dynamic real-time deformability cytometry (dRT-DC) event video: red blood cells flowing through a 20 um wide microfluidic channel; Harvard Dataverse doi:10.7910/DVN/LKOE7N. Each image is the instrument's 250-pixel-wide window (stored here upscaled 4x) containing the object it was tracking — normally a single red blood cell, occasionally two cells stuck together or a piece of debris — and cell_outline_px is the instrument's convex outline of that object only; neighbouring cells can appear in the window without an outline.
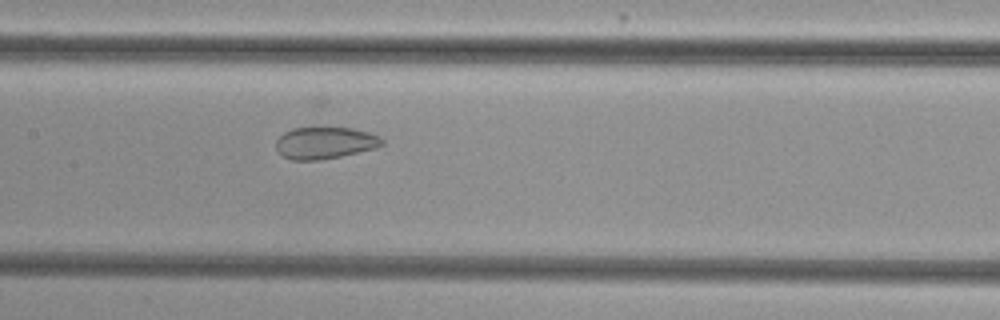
{"species": "common noctule bat (a hibernating species)", "species_latin": "Nyctalus noctula", "temperature_condition": "cold", "stored_images_in_passage": 45, "camera_frame_rate_fps": 3000, "um_per_image_px": 0.085, "animal": {"sex": "female", "body_mass_g": 29.2, "forearm_length_mm": 56.3}, "frame": {"image": 1, "passage_image": 27, "time_ms": 8.667, "image_size_px": [1000, 320], "cell_outline_px": [[384, 144], [376, 148], [340, 156], [320, 160], [292, 160], [284, 156], [276, 148], [276, 140], [284, 132], [292, 128], [352, 128], [368, 132], [380, 136], [384, 140]], "centroid_in_image_um": [27.64, 12.14], "position_along_channel_um": 179.8, "area_um2": 19.59}}
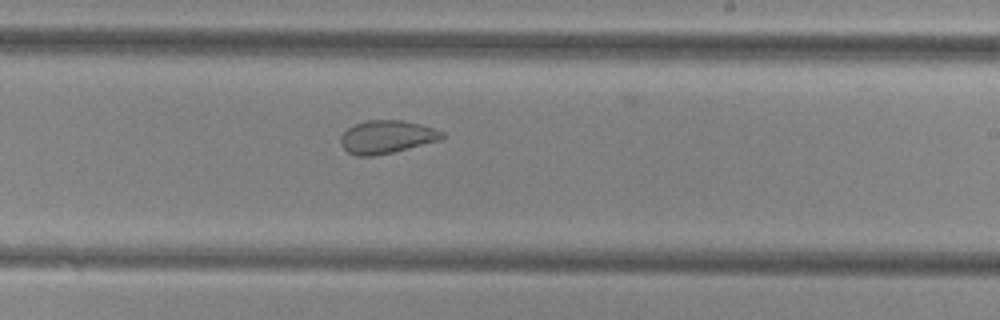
{"frame": {"image": 2, "passage_image": 33, "time_ms": 10.667, "image_size_px": [1000, 320], "cell_outline_px": [[444, 136], [440, 140], [376, 156], [356, 156], [348, 152], [340, 144], [340, 136], [348, 128], [364, 120], [400, 120], [420, 124], [444, 132]], "centroid_in_image_um": [32.84, 11.64], "position_along_channel_um": 256.2, "area_um2": 19.42}}
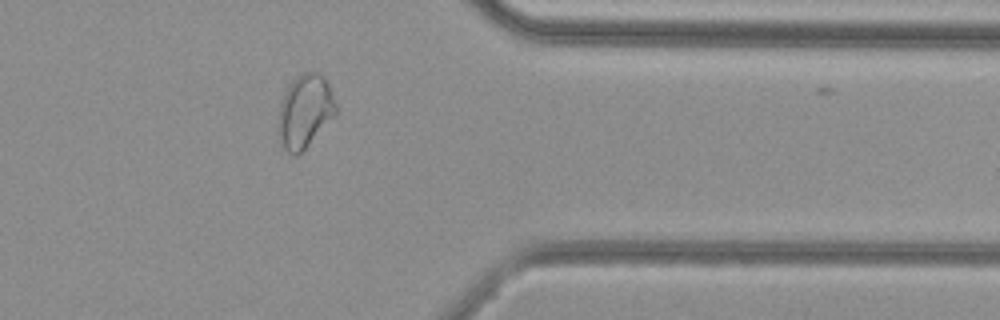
{"frame": {"image": 3, "passage_image": 44, "time_ms": 14.333, "image_size_px": [1000, 320], "cell_outline_px": [[336, 112], [308, 144], [296, 156], [292, 156], [280, 144], [276, 132], [276, 128], [280, 104], [284, 92], [288, 84], [296, 76], [304, 72], [320, 72], [324, 76], [328, 84], [336, 104]], "centroid_in_image_um": [25.85, 9.44], "position_along_channel_um": 385.6, "area_um2": 24.57}}